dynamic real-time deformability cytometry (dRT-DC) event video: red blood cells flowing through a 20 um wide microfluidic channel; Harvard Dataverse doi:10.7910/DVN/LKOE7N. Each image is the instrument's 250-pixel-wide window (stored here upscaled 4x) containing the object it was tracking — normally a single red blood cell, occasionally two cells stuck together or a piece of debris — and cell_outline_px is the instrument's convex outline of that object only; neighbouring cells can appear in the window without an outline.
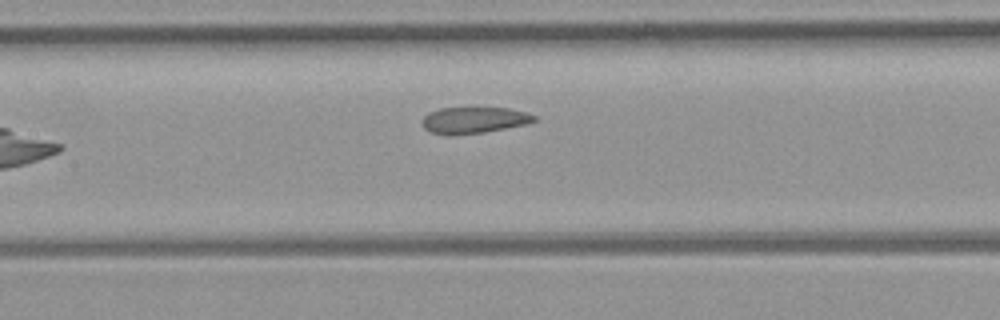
{"species": "common noctule bat (a hibernating species)", "species_latin": "Nyctalus noctula", "temperature_condition": "room temperature", "stored_images_in_passage": 7, "camera_frame_rate_fps": 3000, "um_per_image_px": 0.085, "animal": {"sex": "female", "body_mass_g": 21.9}, "frame": {"image": 1, "passage_image": 7, "time_ms": 7.667, "image_size_px": [1000, 320], "cell_outline_px": [[536, 120], [528, 124], [484, 132], [452, 136], [448, 136], [432, 132], [424, 128], [420, 120], [428, 112], [440, 108], [468, 104], [472, 104], [508, 108], [524, 112], [536, 116]], "centroid_in_image_um": [40.24, 10.16], "position_along_channel_um": 167.2, "area_um2": 18.38}}